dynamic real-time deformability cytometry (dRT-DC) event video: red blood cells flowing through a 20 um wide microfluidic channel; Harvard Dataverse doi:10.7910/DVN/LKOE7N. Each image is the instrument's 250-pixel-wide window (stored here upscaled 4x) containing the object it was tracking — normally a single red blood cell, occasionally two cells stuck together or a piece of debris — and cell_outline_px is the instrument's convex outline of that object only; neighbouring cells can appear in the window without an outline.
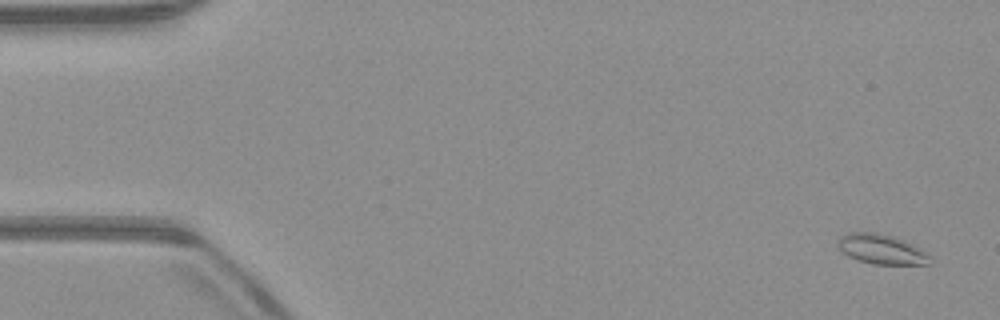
{"species": "common noctule bat (a hibernating species)", "species_latin": "Nyctalus noctula", "temperature_condition": "warm", "stored_images_in_passage": 54, "camera_frame_rate_fps": 3000, "um_per_image_px": 0.085, "animal": {"sex": "male", "body_mass_g": 23.1, "forearm_length_mm": 52.7}, "frame": {"image": 1, "passage_image": 3, "time_ms": 0.667, "image_size_px": [1000, 320], "cell_outline_px": [[928, 264], [872, 264], [848, 256], [840, 252], [836, 244], [848, 232], [876, 232], [892, 236], [920, 248], [928, 256]], "centroid_in_image_um": [74.85, 21.18], "position_along_channel_um": 10.1, "area_um2": 15.61}}
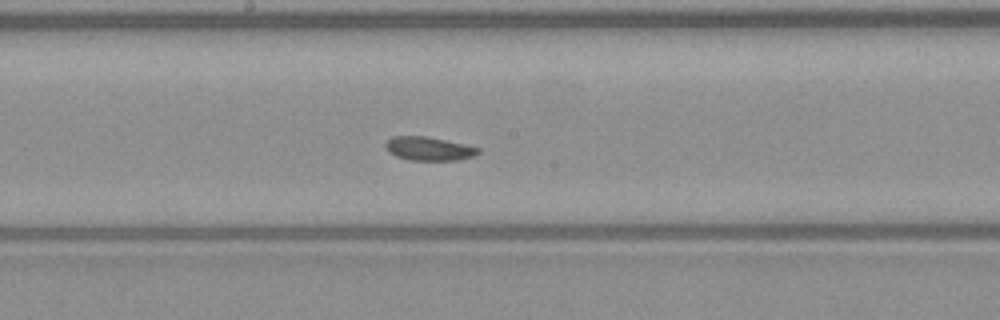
{"frame": {"image": 2, "passage_image": 29, "time_ms": 9.333, "image_size_px": [1000, 320], "cell_outline_px": [[480, 152], [472, 156], [460, 160], [408, 160], [396, 156], [388, 152], [384, 148], [384, 144], [392, 136], [424, 136], [464, 144], [480, 148]], "centroid_in_image_um": [36.41, 12.64], "position_along_channel_um": 211.8, "area_um2": 12.77}}
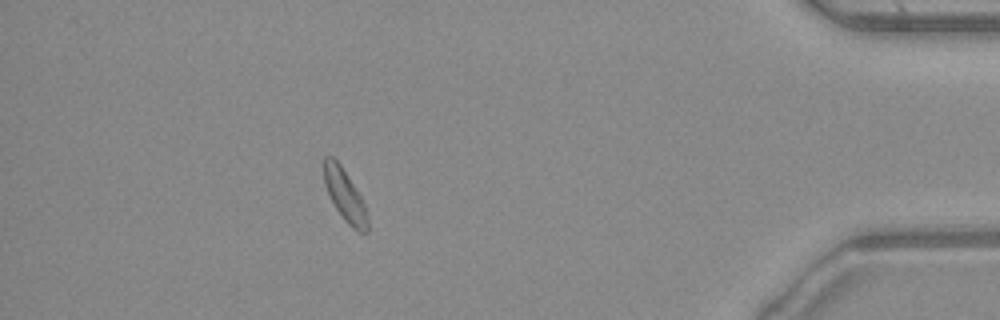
{"frame": {"image": 3, "passage_image": 48, "time_ms": 15.667, "image_size_px": [1000, 320], "cell_outline_px": [[368, 232], [360, 232], [352, 228], [344, 220], [336, 208], [324, 184], [324, 156], [332, 156], [340, 164], [360, 196], [364, 204], [368, 220]], "centroid_in_image_um": [29.31, 16.61], "position_along_channel_um": 405.9, "area_um2": 12.83}}